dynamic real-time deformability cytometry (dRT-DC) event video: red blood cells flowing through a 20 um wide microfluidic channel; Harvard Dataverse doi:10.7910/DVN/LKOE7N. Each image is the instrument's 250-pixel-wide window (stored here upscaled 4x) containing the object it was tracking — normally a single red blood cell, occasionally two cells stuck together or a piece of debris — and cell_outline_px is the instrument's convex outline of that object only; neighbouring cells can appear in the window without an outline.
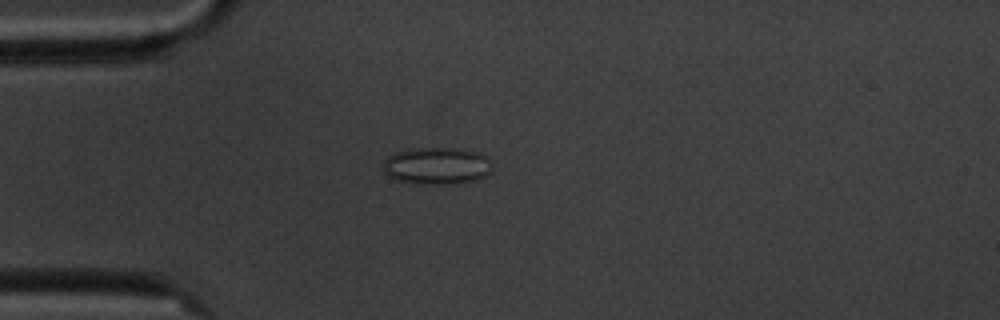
{"species": "common noctule bat (a hibernating species)", "species_latin": "Nyctalus noctula", "temperature_condition": "cold", "stored_images_in_passage": 5, "camera_frame_rate_fps": 3000, "um_per_image_px": 0.085, "animal": {"sex": "male", "body_mass_g": 20.1, "forearm_length_mm": 53.5}, "frame": {"image": 1, "passage_image": 5, "time_ms": 4.667, "image_size_px": [1000, 320], "cell_outline_px": [[492, 172], [476, 180], [452, 184], [416, 184], [396, 180], [388, 176], [384, 172], [384, 160], [388, 156], [396, 152], [408, 148], [452, 148], [480, 152], [492, 164]], "centroid_in_image_um": [37.12, 14.1], "position_along_channel_um": 47.9, "area_um2": 23.81}}